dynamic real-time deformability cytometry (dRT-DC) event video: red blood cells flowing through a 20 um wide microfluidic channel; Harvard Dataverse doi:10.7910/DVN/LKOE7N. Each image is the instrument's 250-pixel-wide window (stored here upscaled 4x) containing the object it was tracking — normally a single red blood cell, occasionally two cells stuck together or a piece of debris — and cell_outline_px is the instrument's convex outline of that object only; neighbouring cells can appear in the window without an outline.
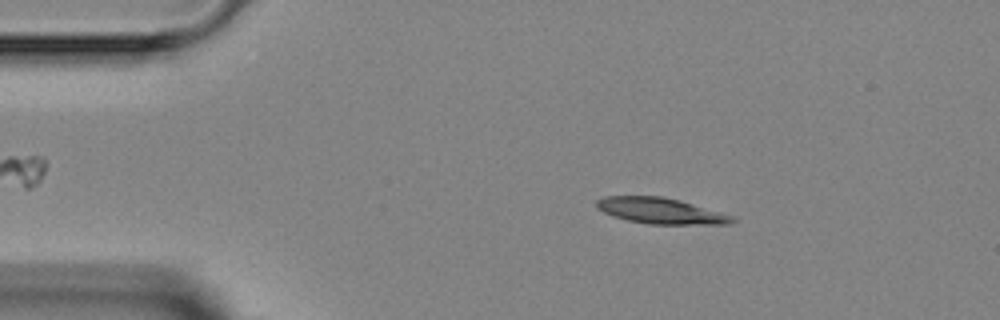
{"species": "Egyptian fruit bat (a non-hibernating species)", "species_latin": "Rousettus aegyptiacus", "temperature_condition": "room temperature", "stored_images_in_passage": 5, "camera_frame_rate_fps": 3000, "um_per_image_px": 0.085, "animal": {"sex": "female"}, "frame": {"image": 1, "passage_image": 2, "time_ms": 1.0, "image_size_px": [1000, 320], "cell_outline_px": [[736, 220], [728, 224], [648, 224], [628, 220], [604, 212], [596, 208], [596, 200], [604, 196], [660, 196], [680, 200], [732, 216]], "centroid_in_image_um": [56.12, 17.91], "position_along_channel_um": 28.9, "area_um2": 20.17}}
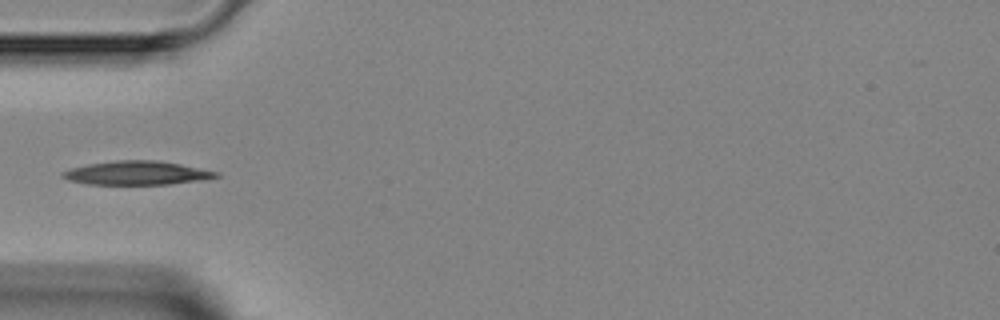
{"frame": {"image": 2, "passage_image": 4, "time_ms": 3.333, "image_size_px": [1000, 320], "cell_outline_px": [[220, 176], [204, 180], [168, 184], [88, 184], [68, 180], [60, 176], [60, 172], [72, 168], [88, 164], [116, 160], [160, 160], [220, 172]], "centroid_in_image_um": [11.64, 14.7], "position_along_channel_um": 73.4, "area_um2": 21.33}}
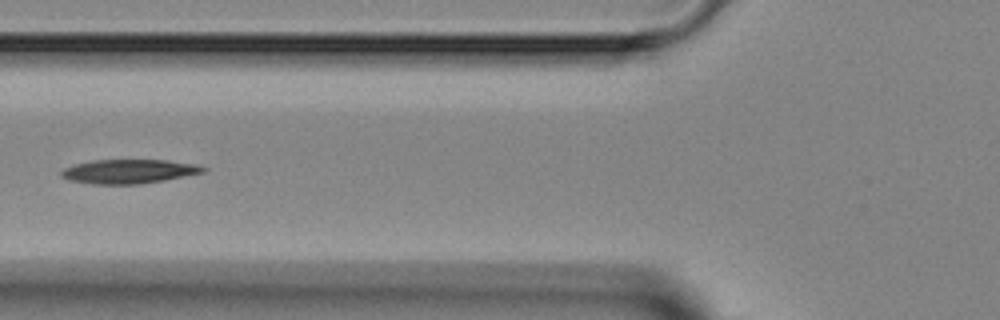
{"frame": {"image": 3, "passage_image": 5, "time_ms": 4.333, "image_size_px": [1000, 320], "cell_outline_px": [[208, 168], [204, 172], [164, 180], [140, 184], [92, 184], [68, 180], [60, 176], [60, 172], [64, 168], [76, 164], [92, 160], [168, 160], [196, 164]], "centroid_in_image_um": [10.94, 14.57], "position_along_channel_um": 114.9, "area_um2": 19.94}}